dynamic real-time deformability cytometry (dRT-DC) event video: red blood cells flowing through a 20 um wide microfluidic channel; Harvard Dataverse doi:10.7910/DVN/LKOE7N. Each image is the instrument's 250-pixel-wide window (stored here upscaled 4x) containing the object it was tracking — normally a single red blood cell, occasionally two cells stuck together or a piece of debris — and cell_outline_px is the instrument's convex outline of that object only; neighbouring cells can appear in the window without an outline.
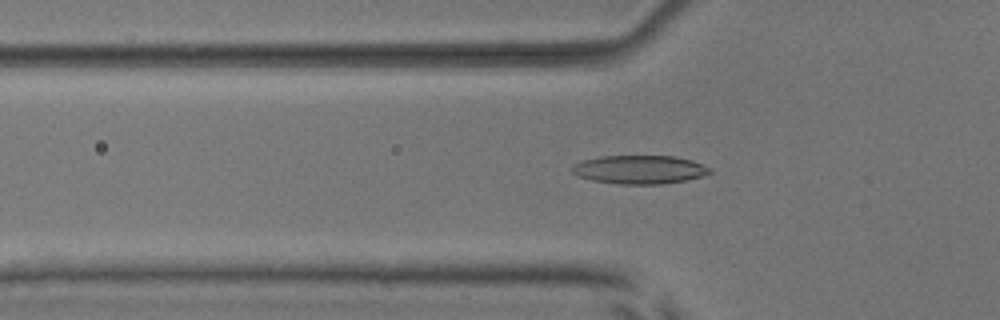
{"species": "common noctule bat (a hibernating species)", "species_latin": "Nyctalus noctula", "temperature_condition": "room temperature", "stored_images_in_passage": 53, "camera_frame_rate_fps": 3000, "um_per_image_px": 0.085, "animal": {"sex": "male", "body_mass_g": 17.9, "forearm_length_mm": 54.2}, "frame": {"image": 1, "passage_image": 17, "time_ms": 5.333, "image_size_px": [1000, 320], "cell_outline_px": [[712, 172], [704, 176], [684, 180], [660, 184], [616, 184], [592, 180], [580, 176], [572, 172], [568, 168], [572, 164], [584, 160], [600, 156], [676, 156], [692, 160], [712, 168]], "centroid_in_image_um": [54.36, 14.41], "position_along_channel_um": 71.4, "area_um2": 23.06}}
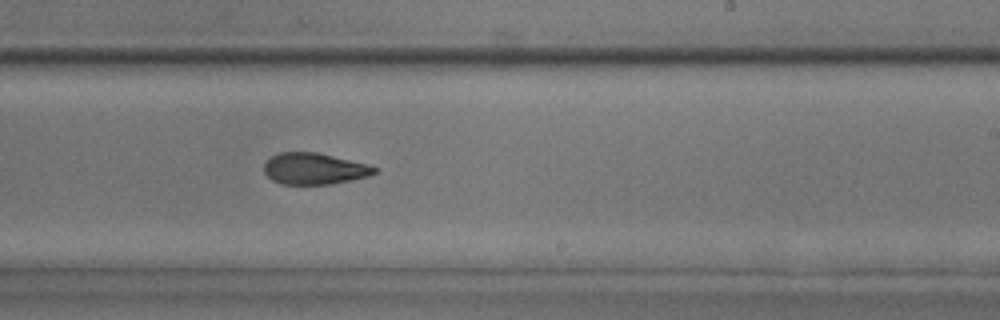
{"frame": {"image": 2, "passage_image": 32, "time_ms": 10.333, "image_size_px": [1000, 320], "cell_outline_px": [[376, 172], [368, 176], [332, 184], [280, 184], [272, 180], [264, 172], [264, 164], [272, 156], [280, 152], [316, 152], [368, 164], [376, 168]], "centroid_in_image_um": [26.69, 14.34], "position_along_channel_um": 262.3, "area_um2": 20.06}}
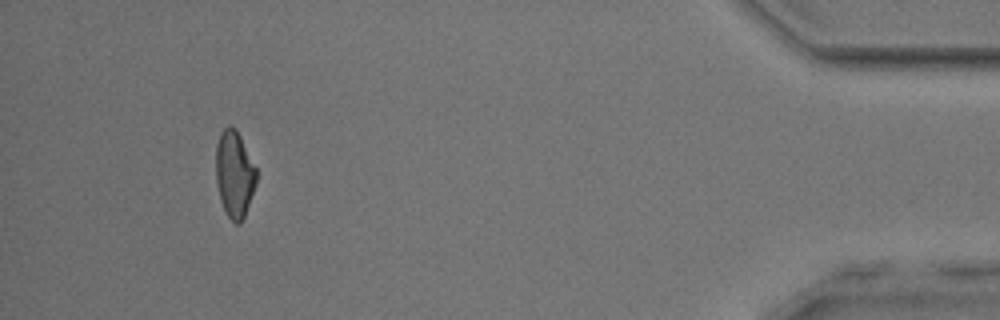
{"frame": {"image": 3, "passage_image": 49, "time_ms": 16.0, "image_size_px": [1000, 320], "cell_outline_px": [[256, 184], [244, 216], [240, 224], [236, 224], [228, 216], [220, 200], [216, 180], [216, 144], [220, 132], [228, 124], [236, 128], [256, 168]], "centroid_in_image_um": [19.91, 14.76], "position_along_channel_um": 415.3, "area_um2": 20.35}, "authors_computed_cell_mechanics": {"area_um2": 20.9814, "velocity_mm_per_s": 3.8282, "shape_relaxation_time_tau1_ms": 5.2652, "shape_relaxation_time_tau2_ms": 2.8353, "deformation_change_tau1": 0.1445, "deformation_change_tau2": 0.1}}